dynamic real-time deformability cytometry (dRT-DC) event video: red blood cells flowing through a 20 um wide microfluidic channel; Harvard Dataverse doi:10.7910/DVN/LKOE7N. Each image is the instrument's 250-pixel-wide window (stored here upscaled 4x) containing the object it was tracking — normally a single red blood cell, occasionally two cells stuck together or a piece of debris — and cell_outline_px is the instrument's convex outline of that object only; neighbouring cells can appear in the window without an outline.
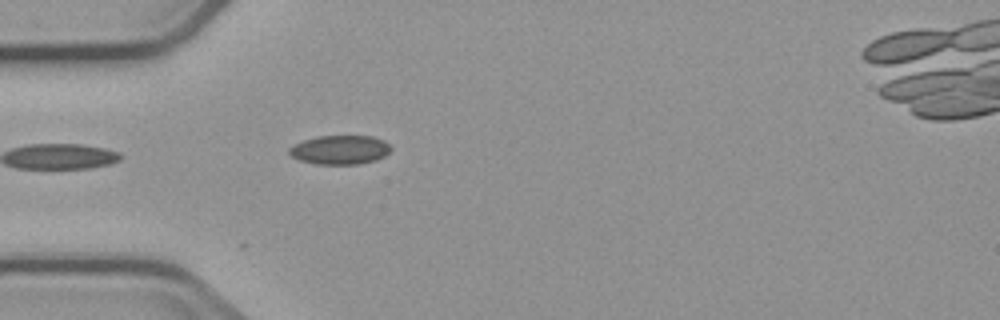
{"species": "common noctule bat (a hibernating species)", "species_latin": "Nyctalus noctula", "temperature_condition": "cold", "stored_images_in_passage": 1, "camera_frame_rate_fps": 3000, "um_per_image_px": 0.085, "animal": {"sex": "male", "body_mass_g": 23.1, "forearm_length_mm": 52.7}, "frame": {"image": 1, "passage_image": 1, "time_ms": 0.0, "image_size_px": [1000, 320], "cell_outline_px": [[392, 148], [384, 156], [376, 160], [360, 164], [316, 164], [300, 160], [292, 156], [288, 152], [288, 148], [304, 140], [320, 136], [372, 136], [384, 140]], "centroid_in_image_um": [28.91, 12.74], "position_along_channel_um": 56.1, "area_um2": 17.11}}